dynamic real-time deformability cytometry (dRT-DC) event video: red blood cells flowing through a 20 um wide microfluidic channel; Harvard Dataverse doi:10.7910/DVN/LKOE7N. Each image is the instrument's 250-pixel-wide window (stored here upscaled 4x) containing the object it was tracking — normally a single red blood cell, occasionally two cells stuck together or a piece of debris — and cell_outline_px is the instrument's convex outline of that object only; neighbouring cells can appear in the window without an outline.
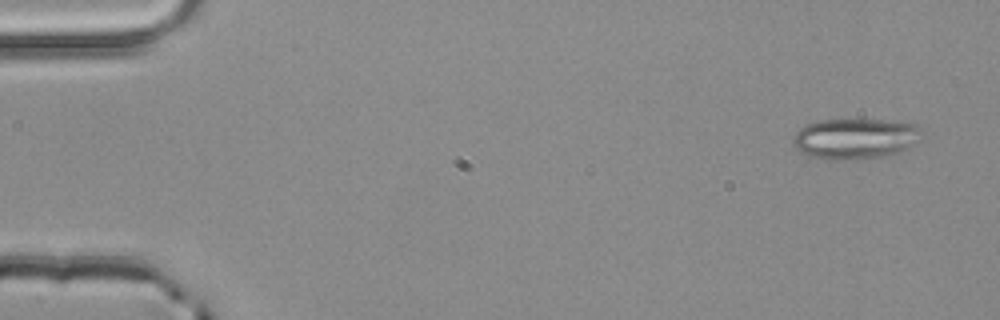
{"species": "common noctule bat (a hibernating species)", "species_latin": "Nyctalus noctula", "temperature_condition": "room temperature", "stored_images_in_passage": 4, "camera_frame_rate_fps": 3000, "um_per_image_px": 0.085, "animal": {"sex": "male", "body_mass_g": 20.4}, "frame": {"image": 1, "passage_image": 1, "time_ms": 0.0, "image_size_px": [1000, 320], "cell_outline_px": [[924, 140], [908, 148], [888, 156], [856, 160], [824, 160], [812, 156], [796, 148], [792, 144], [792, 136], [804, 124], [820, 120], [884, 120], [916, 124], [924, 128]], "centroid_in_image_um": [72.77, 11.79], "position_along_channel_um": 12.2, "area_um2": 31.27}}